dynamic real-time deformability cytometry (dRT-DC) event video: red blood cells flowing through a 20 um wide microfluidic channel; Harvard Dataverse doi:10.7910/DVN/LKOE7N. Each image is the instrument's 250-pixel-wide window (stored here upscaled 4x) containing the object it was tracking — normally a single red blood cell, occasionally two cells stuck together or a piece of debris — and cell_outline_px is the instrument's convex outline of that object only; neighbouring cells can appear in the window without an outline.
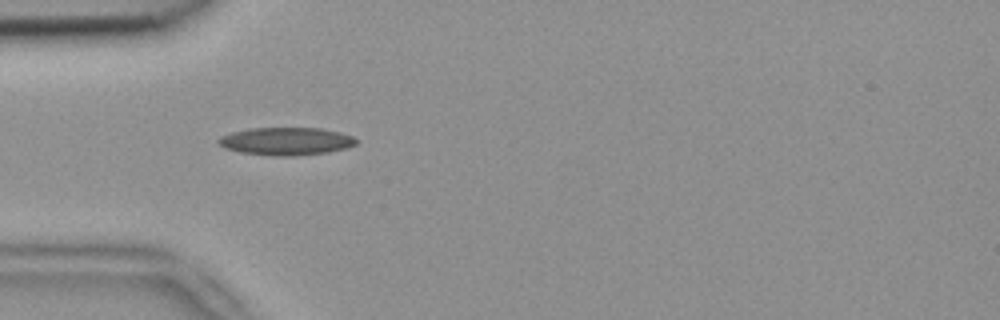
{"species": "common noctule bat (a hibernating species)", "species_latin": "Nyctalus noctula", "temperature_condition": "room temperature", "stored_images_in_passage": 2, "camera_frame_rate_fps": 3000, "um_per_image_px": 0.085, "animal": {"sex": "female", "body_mass_g": 18.4}, "frame": {"image": 1, "passage_image": 1, "time_ms": 0.0, "image_size_px": [1000, 320], "cell_outline_px": [[356, 144], [348, 148], [328, 152], [292, 156], [280, 156], [240, 152], [224, 148], [216, 140], [220, 136], [232, 132], [248, 128], [320, 128], [340, 132], [352, 136], [356, 140]], "centroid_in_image_um": [24.31, 12.0], "position_along_channel_um": 60.7, "area_um2": 22.25}}